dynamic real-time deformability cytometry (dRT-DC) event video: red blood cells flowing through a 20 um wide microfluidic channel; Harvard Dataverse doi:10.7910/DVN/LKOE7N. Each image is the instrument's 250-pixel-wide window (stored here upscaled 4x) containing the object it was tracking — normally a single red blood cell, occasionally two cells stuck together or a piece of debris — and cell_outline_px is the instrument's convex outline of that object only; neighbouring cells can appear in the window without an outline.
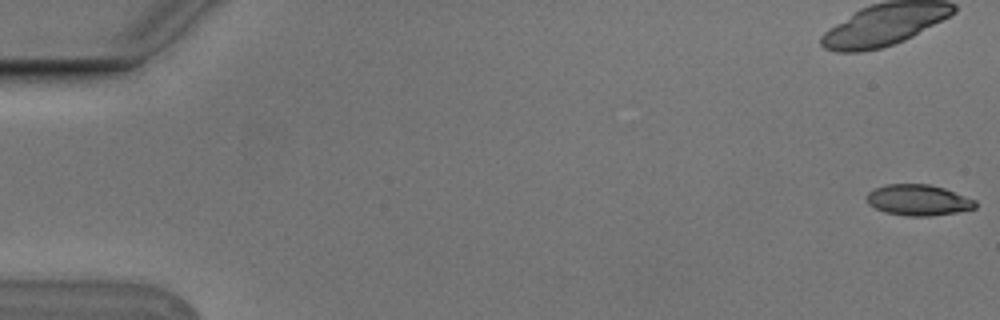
{"species": "Egyptian fruit bat (a non-hibernating species)", "species_latin": "Rousettus aegyptiacus", "temperature_condition": "cold", "stored_images_in_passage": 5, "camera_frame_rate_fps": 3000, "um_per_image_px": 0.085, "animal": {"sex": "male"}, "frame": {"image": 1, "passage_image": 1, "time_ms": 0.0, "image_size_px": [1000, 320], "cell_outline_px": [[976, 208], [956, 212], [932, 216], [908, 216], [884, 212], [868, 204], [868, 192], [876, 188], [888, 184], [928, 184], [944, 188], [976, 200]], "centroid_in_image_um": [78.07, 17.01], "position_along_channel_um": 6.9, "area_um2": 19.42}}